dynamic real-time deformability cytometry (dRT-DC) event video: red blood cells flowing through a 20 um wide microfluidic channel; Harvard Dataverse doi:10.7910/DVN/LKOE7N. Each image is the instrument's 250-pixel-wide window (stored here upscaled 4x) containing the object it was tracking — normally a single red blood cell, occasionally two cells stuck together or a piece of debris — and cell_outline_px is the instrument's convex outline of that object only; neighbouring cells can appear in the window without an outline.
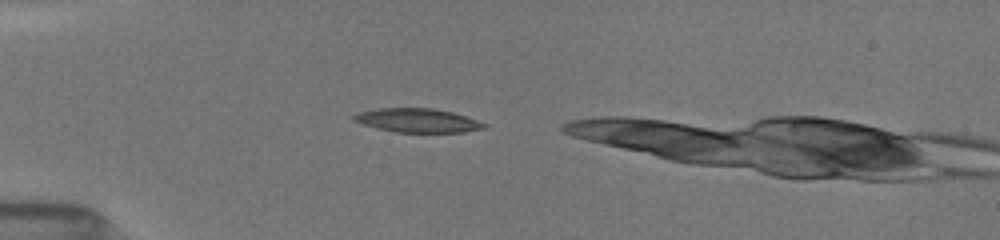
{"species": "common noctule bat (a hibernating species)", "species_latin": "Nyctalus noctula", "temperature_condition": "room temperature", "stored_images_in_passage": 3, "camera_frame_rate_fps": 3000, "um_per_image_px": 0.085, "animal": {"sex": "female", "body_mass_g": 19.5, "forearm_length_mm": 54.1}, "frame": {"image": 1, "passage_image": 2, "time_ms": 0.667, "image_size_px": [1000, 240], "cell_outline_px": [[488, 124], [484, 128], [464, 132], [396, 132], [376, 128], [352, 120], [352, 116], [360, 112], [380, 108], [432, 108], [452, 112]], "centroid_in_image_um": [35.48, 10.24], "position_along_channel_um": 49.5, "area_um2": 17.92}}